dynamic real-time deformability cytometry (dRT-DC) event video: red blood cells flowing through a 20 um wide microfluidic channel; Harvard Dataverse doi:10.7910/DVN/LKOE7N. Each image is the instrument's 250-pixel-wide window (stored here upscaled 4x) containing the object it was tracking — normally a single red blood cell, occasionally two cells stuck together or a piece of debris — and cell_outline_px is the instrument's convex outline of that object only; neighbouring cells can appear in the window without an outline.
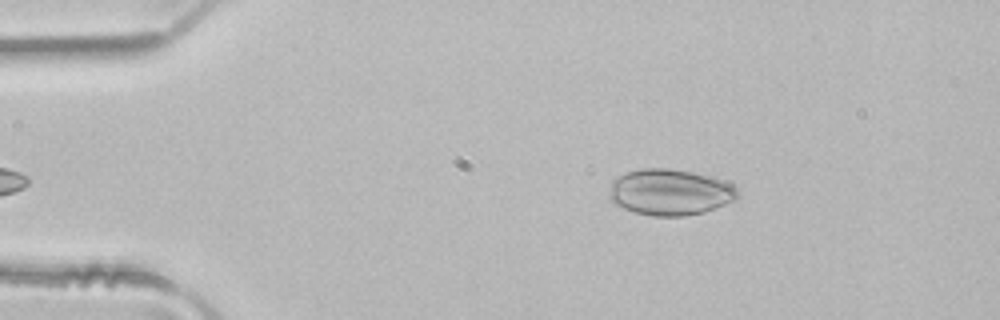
{"species": "common noctule bat (a hibernating species)", "species_latin": "Nyctalus noctula", "temperature_condition": "room temperature", "stored_images_in_passage": 43, "camera_frame_rate_fps": 3000, "um_per_image_px": 0.085, "animal": {"sex": "male", "body_mass_g": 21.5, "forearm_length_mm": 52.0}, "frame": {"image": 1, "passage_image": 2, "time_ms": 0.333, "image_size_px": [1000, 320], "cell_outline_px": [[736, 200], [704, 212], [684, 216], [652, 216], [636, 212], [624, 208], [616, 204], [608, 196], [608, 192], [612, 180], [628, 172], [640, 168], [668, 168], [692, 172], [712, 176], [724, 180], [732, 184], [736, 188]], "centroid_in_image_um": [56.95, 16.33], "position_along_channel_um": 28.1, "area_um2": 34.51}}
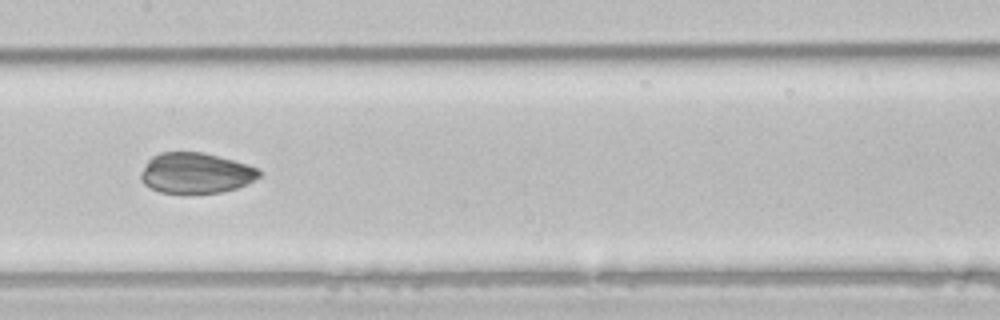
{"frame": {"image": 2, "passage_image": 18, "time_ms": 5.667, "image_size_px": [1000, 320], "cell_outline_px": [[264, 172], [260, 176], [236, 188], [220, 192], [160, 192], [144, 184], [140, 180], [140, 172], [148, 160], [152, 156], [160, 152], [204, 152], [248, 164], [260, 168]], "centroid_in_image_um": [16.64, 14.68], "position_along_channel_um": 190.8, "area_um2": 27.86}}
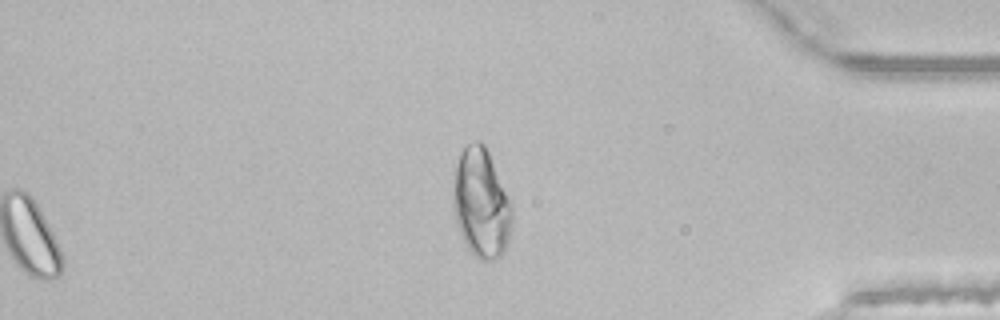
{"frame": {"image": 3, "passage_image": 35, "time_ms": 11.333, "image_size_px": [1000, 320], "cell_outline_px": [[512, 220], [508, 240], [504, 252], [500, 256], [492, 260], [480, 260], [468, 248], [460, 232], [452, 208], [452, 196], [456, 164], [460, 152], [468, 144], [476, 140], [480, 140], [484, 144], [488, 152], [512, 204]], "centroid_in_image_um": [40.89, 17.27], "position_along_channel_um": 394.3, "area_um2": 37.34}}